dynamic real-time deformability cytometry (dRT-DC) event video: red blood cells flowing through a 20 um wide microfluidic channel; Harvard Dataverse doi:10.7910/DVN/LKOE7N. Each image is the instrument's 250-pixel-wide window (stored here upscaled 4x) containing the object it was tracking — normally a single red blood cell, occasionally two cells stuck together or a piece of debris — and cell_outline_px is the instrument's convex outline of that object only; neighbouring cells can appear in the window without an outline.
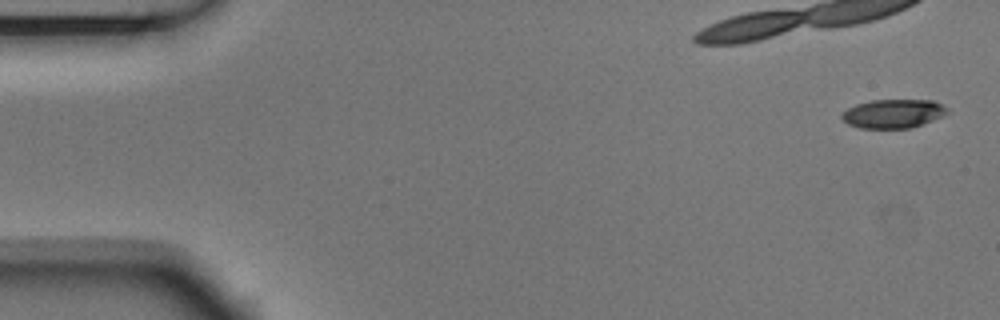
{"species": "Egyptian fruit bat (a non-hibernating species)", "species_latin": "Rousettus aegyptiacus", "temperature_condition": "room temperature", "stored_images_in_passage": 5, "segment_of_instrument_passage": [2, 2], "camera_frame_rate_fps": 3000, "um_per_image_px": 0.085, "animal": {"sex": "male"}, "frame": {"image": 1, "passage_image": 5, "time_ms": 1.333, "image_size_px": [1000, 320], "cell_outline_px": [[952, 112], [944, 116], [912, 128], [860, 128], [848, 124], [840, 116], [848, 108], [856, 104], [872, 100], [932, 100], [948, 108]], "centroid_in_image_um": [75.97, 9.66], "position_along_channel_um": 9.0, "area_um2": 17.8}}